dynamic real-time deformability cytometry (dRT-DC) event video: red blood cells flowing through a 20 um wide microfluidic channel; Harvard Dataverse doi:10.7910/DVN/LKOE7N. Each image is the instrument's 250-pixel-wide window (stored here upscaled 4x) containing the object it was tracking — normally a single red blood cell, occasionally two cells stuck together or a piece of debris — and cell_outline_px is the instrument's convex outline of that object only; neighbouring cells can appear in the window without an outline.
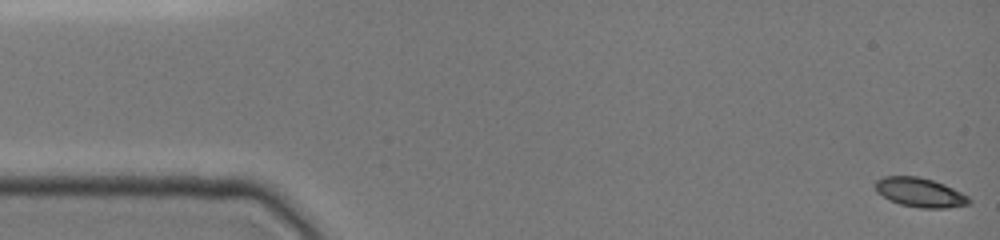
{"species": "common noctule bat (a hibernating species)", "species_latin": "Nyctalus noctula", "temperature_condition": "cold", "stored_images_in_passage": 14, "camera_frame_rate_fps": 3000, "um_per_image_px": 0.085, "animal": {"sex": "female", "body_mass_g": 19.0, "forearm_length_mm": 51.5}, "frame": {"image": 1, "passage_image": 1, "time_ms": 0.0, "image_size_px": [1000, 240], "cell_outline_px": [[972, 200], [968, 204], [948, 208], [920, 208], [900, 204], [876, 192], [876, 180], [884, 176], [916, 176], [932, 180], [944, 184], [968, 196]], "centroid_in_image_um": [78.21, 16.36], "position_along_channel_um": 6.8, "area_um2": 15.78}}